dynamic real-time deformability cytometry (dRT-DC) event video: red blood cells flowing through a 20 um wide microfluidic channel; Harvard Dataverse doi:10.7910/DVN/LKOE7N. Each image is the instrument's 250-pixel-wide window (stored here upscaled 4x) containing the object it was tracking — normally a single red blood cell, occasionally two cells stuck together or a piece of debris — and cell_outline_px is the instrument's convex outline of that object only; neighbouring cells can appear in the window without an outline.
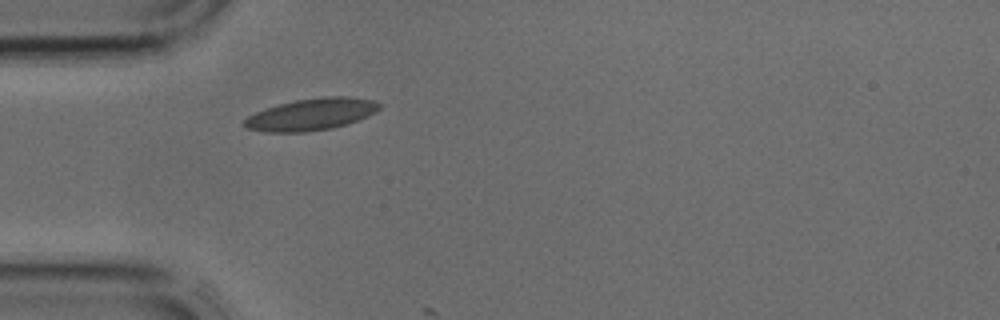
{"species": "common noctule bat (a hibernating species)", "species_latin": "Nyctalus noctula", "temperature_condition": "cold", "stored_images_in_passage": 3, "camera_frame_rate_fps": 3000, "um_per_image_px": 0.085, "animal": {"sex": "male", "body_mass_g": 17.9, "forearm_length_mm": 54.2}, "frame": {"image": 1, "passage_image": 3, "time_ms": 0.667, "image_size_px": [1000, 320], "cell_outline_px": [[380, 108], [376, 112], [368, 116], [332, 128], [304, 132], [268, 132], [248, 128], [244, 124], [244, 120], [248, 116], [256, 112], [280, 104], [296, 100], [324, 96], [348, 96], [376, 100], [380, 104]], "centroid_in_image_um": [26.51, 9.71], "position_along_channel_um": 58.5, "area_um2": 24.8}}